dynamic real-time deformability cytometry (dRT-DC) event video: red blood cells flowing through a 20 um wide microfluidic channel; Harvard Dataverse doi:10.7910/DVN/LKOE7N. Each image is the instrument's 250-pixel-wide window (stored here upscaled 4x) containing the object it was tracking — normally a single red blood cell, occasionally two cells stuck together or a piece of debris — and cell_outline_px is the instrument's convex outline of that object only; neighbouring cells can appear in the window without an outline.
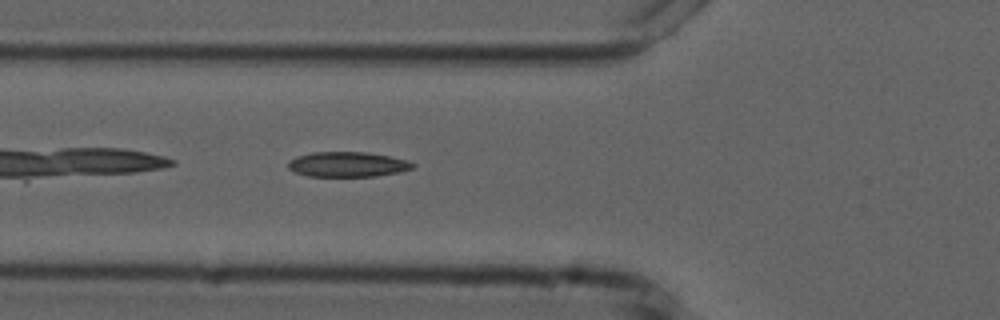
{"species": "common noctule bat (a hibernating species)", "species_latin": "Nyctalus noctula", "temperature_condition": "cold", "stored_images_in_passage": 39, "camera_frame_rate_fps": 3000, "um_per_image_px": 0.085, "animal": {"sex": "male", "forearm_length_mm": 52.5}, "frame": {"image": 1, "passage_image": 4, "time_ms": 1.0, "image_size_px": [1000, 320], "cell_outline_px": [[416, 164], [412, 168], [400, 172], [376, 176], [308, 176], [296, 172], [288, 168], [288, 160], [296, 156], [312, 152], [364, 152], [388, 156], [404, 160]], "centroid_in_image_um": [29.5, 13.97], "position_along_channel_um": 96.3, "area_um2": 18.03}}
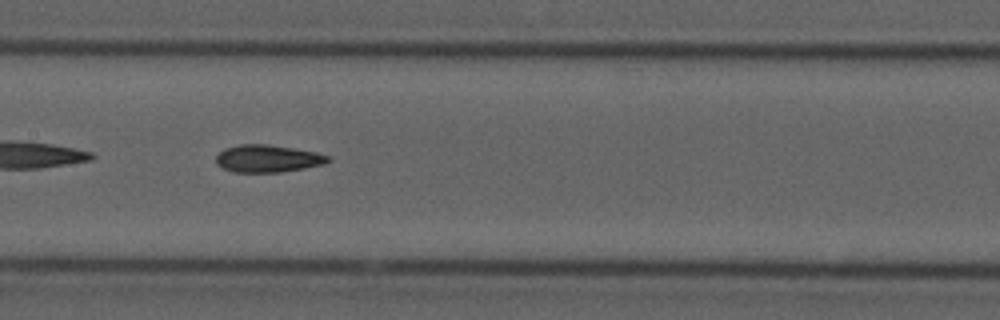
{"frame": {"image": 2, "passage_image": 11, "time_ms": 3.333, "image_size_px": [1000, 320], "cell_outline_px": [[332, 160], [324, 164], [304, 168], [280, 172], [232, 172], [216, 164], [216, 156], [224, 148], [240, 144], [268, 144], [316, 152], [328, 156]], "centroid_in_image_um": [22.74, 13.47], "position_along_channel_um": 184.7, "area_um2": 17.86}}
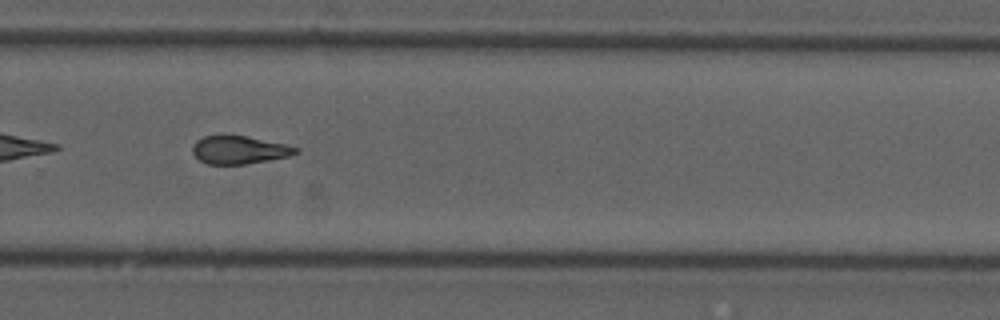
{"frame": {"image": 3, "passage_image": 21, "time_ms": 6.667, "image_size_px": [1000, 320], "cell_outline_px": [[300, 152], [288, 156], [268, 160], [244, 164], [208, 164], [200, 160], [192, 152], [192, 148], [196, 140], [204, 136], [244, 136], [284, 144], [300, 148]], "centroid_in_image_um": [20.34, 12.75], "position_along_channel_um": 309.5, "area_um2": 16.53}, "authors_computed_cell_mechanics": {"area_um2": 17.918, "velocity_mm_per_s": 3.7615, "shape_relaxation_time_tau1_ms": null, "shape_relaxation_time_tau2_ms": 3.7279, "deformation_change_tau1": null, "deformation_change_tau2": 0.1186}}